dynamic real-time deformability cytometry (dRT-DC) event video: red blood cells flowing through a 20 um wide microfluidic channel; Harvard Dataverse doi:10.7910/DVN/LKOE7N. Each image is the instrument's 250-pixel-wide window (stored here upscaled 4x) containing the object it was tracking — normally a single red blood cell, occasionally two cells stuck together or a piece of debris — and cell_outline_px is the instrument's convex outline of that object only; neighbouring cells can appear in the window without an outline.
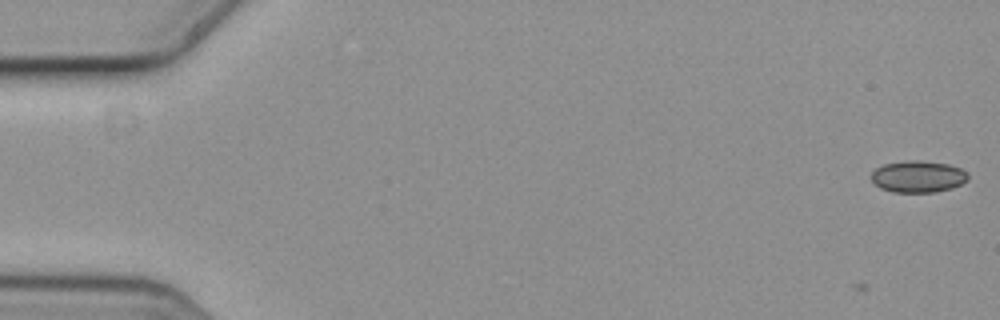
{"species": "common noctule bat (a hibernating species)", "species_latin": "Nyctalus noctula", "temperature_condition": "cold", "stored_images_in_passage": 14, "camera_frame_rate_fps": 3000, "um_per_image_px": 0.085, "animal": {"sex": "female", "body_mass_g": 19.3, "forearm_length_mm": 54.1}, "frame": {"image": 1, "passage_image": 2, "time_ms": 0.333, "image_size_px": [1000, 320], "cell_outline_px": [[968, 176], [960, 184], [952, 188], [936, 192], [892, 192], [880, 188], [872, 180], [872, 172], [876, 168], [884, 164], [904, 160], [916, 160], [948, 164], [960, 168], [968, 172]], "centroid_in_image_um": [78.02, 15.0], "position_along_channel_um": 7.0, "area_um2": 17.8}}
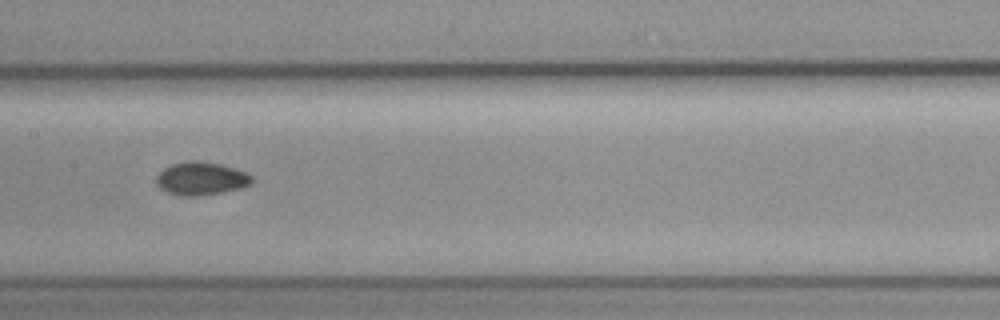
{"frame": {"image": 2, "passage_image": 9, "time_ms": 2.667, "image_size_px": [1000, 320], "cell_outline_px": [[252, 184], [240, 188], [200, 196], [176, 196], [160, 188], [156, 184], [156, 176], [164, 168], [172, 164], [184, 160], [196, 160], [220, 164], [244, 172], [252, 176]], "centroid_in_image_um": [17.05, 15.18], "position_along_channel_um": 190.4, "area_um2": 18.44}}
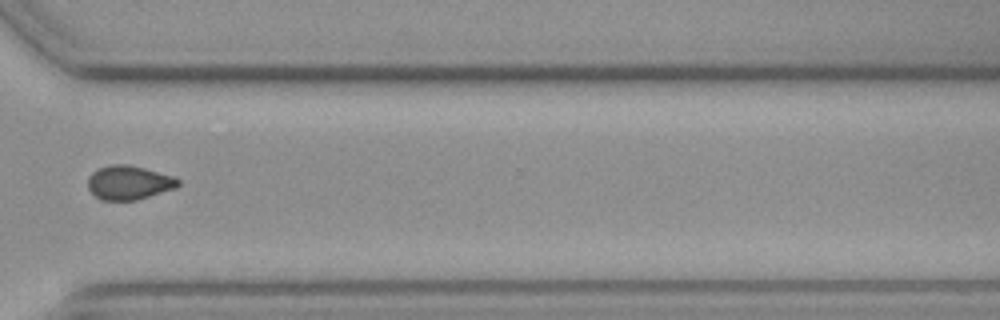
{"frame": {"image": 3, "passage_image": 13, "time_ms": 4.0, "image_size_px": [1000, 320], "cell_outline_px": [[180, 184], [176, 188], [136, 200], [100, 200], [88, 188], [88, 176], [92, 172], [100, 168], [112, 164], [128, 164], [176, 176], [180, 180]], "centroid_in_image_um": [10.98, 15.51], "position_along_channel_um": 359.6, "area_um2": 17.98}}